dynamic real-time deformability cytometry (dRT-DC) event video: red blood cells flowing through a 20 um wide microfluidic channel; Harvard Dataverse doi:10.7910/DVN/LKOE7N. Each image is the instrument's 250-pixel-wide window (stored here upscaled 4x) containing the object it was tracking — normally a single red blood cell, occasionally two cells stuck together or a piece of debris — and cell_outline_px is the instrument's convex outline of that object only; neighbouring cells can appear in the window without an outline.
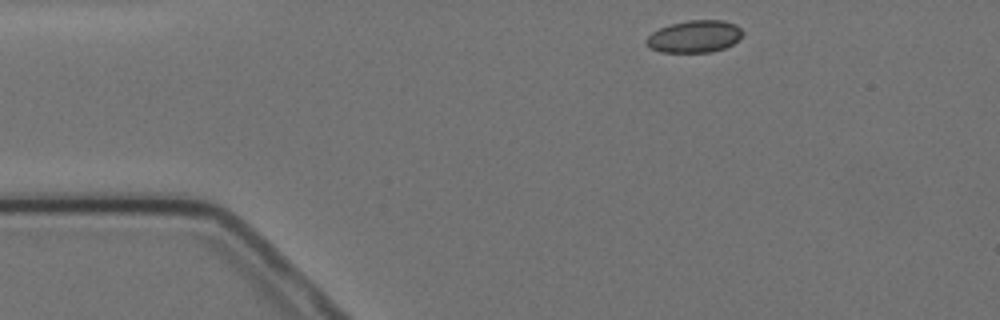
{"species": "Egyptian fruit bat (a non-hibernating species)", "species_latin": "Rousettus aegyptiacus", "temperature_condition": "cold", "stored_images_in_passage": 2, "camera_frame_rate_fps": 3000, "um_per_image_px": 0.085, "animal": {"sex": "female"}, "frame": {"image": 1, "passage_image": 1, "time_ms": 0.0, "image_size_px": [1000, 320], "cell_outline_px": [[744, 32], [732, 44], [724, 48], [712, 52], [660, 52], [648, 48], [644, 40], [652, 32], [660, 28], [672, 24], [688, 20], [724, 20], [736, 24]], "centroid_in_image_um": [59.0, 3.1], "position_along_channel_um": 26.0, "area_um2": 18.09}}